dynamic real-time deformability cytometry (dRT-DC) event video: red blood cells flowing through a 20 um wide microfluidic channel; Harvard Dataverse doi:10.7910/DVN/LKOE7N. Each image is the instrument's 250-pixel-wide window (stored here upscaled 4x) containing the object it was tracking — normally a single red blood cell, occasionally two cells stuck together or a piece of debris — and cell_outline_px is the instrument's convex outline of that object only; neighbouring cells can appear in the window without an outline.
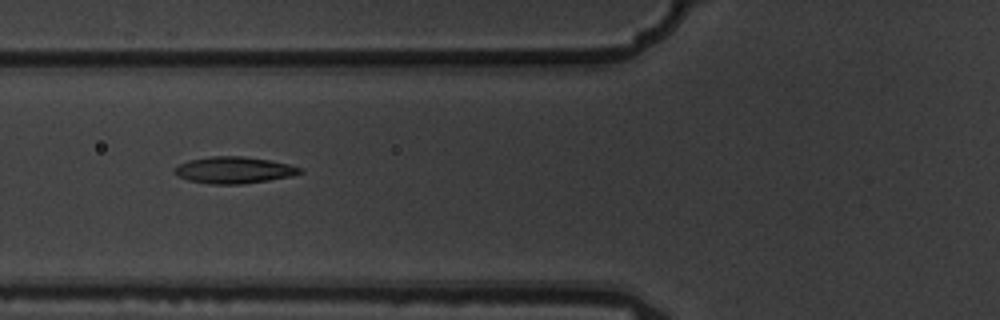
{"species": "common noctule bat (a hibernating species)", "species_latin": "Nyctalus noctula", "temperature_condition": "warm", "stored_images_in_passage": 11, "camera_frame_rate_fps": 3000, "um_per_image_px": 0.085, "animal": {"sex": "male", "body_mass_g": 19.5, "forearm_length_mm": 54.6}, "frame": {"image": 1, "passage_image": 2, "time_ms": 0.333, "image_size_px": [1000, 320], "cell_outline_px": [[304, 172], [292, 176], [244, 184], [208, 184], [188, 180], [172, 172], [172, 168], [188, 160], [212, 156], [244, 156], [268, 160], [288, 164], [304, 168]], "centroid_in_image_um": [19.89, 14.46], "position_along_channel_um": 105.9, "area_um2": 19.59}}
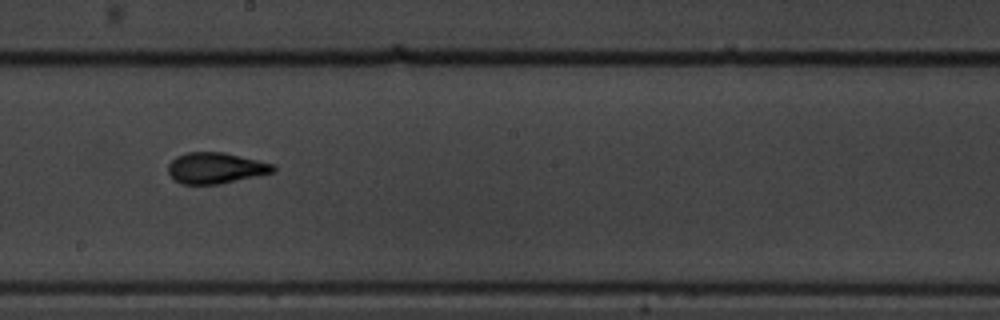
{"frame": {"image": 2, "passage_image": 5, "time_ms": 1.333, "image_size_px": [1000, 320], "cell_outline_px": [[276, 172], [220, 184], [180, 184], [168, 172], [168, 164], [176, 156], [188, 152], [224, 152], [276, 164]], "centroid_in_image_um": [18.37, 14.28], "position_along_channel_um": 229.8, "area_um2": 19.13}}
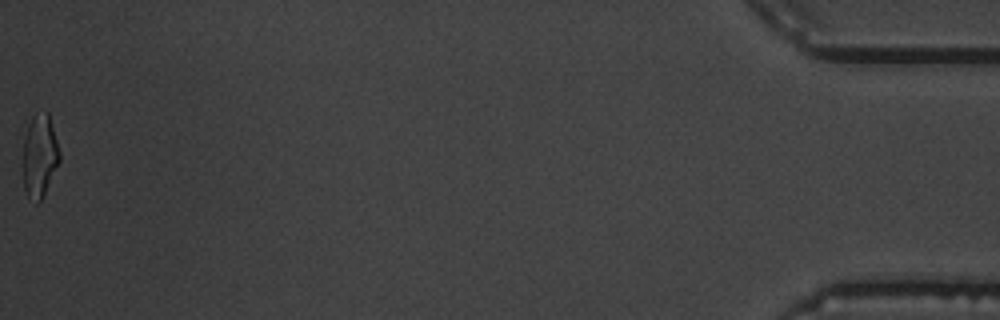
{"frame": {"image": 3, "passage_image": 11, "time_ms": 3.333, "image_size_px": [1000, 320], "cell_outline_px": [[60, 160], [40, 200], [36, 204], [28, 200], [24, 188], [24, 136], [28, 124], [32, 116], [36, 112], [48, 112], [60, 152]], "centroid_in_image_um": [3.36, 13.24], "position_along_channel_um": 431.8, "area_um2": 17.46}}